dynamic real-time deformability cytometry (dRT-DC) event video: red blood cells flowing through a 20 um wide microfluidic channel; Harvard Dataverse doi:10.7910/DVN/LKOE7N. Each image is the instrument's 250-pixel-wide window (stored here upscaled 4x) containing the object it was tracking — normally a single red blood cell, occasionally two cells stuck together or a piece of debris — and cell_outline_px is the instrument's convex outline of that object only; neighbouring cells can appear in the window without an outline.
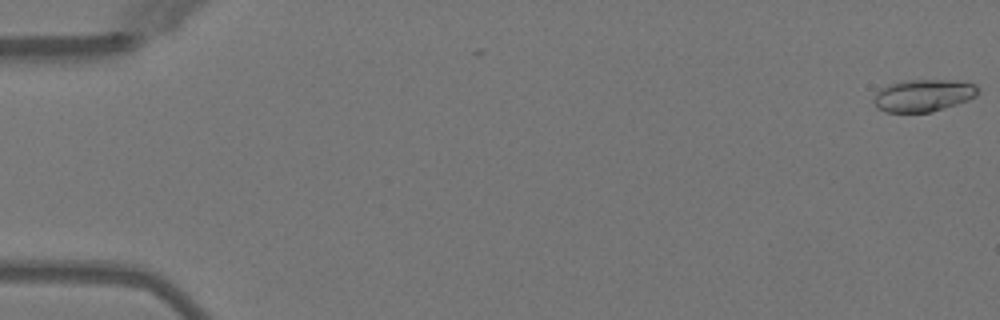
{"species": "Egyptian fruit bat (a non-hibernating species)", "species_latin": "Rousettus aegyptiacus", "temperature_condition": "warm", "stored_images_in_passage": 5, "camera_frame_rate_fps": 3000, "um_per_image_px": 0.085, "animal": {"sex": "female"}, "frame": {"image": 1, "passage_image": 1, "time_ms": 0.0, "image_size_px": [1000, 320], "cell_outline_px": [[980, 88], [976, 96], [968, 100], [932, 112], [884, 112], [876, 108], [872, 100], [876, 92], [880, 88], [888, 84], [908, 80], [956, 80], [976, 84]], "centroid_in_image_um": [78.47, 8.11], "position_along_channel_um": 6.5, "area_um2": 19.83}}